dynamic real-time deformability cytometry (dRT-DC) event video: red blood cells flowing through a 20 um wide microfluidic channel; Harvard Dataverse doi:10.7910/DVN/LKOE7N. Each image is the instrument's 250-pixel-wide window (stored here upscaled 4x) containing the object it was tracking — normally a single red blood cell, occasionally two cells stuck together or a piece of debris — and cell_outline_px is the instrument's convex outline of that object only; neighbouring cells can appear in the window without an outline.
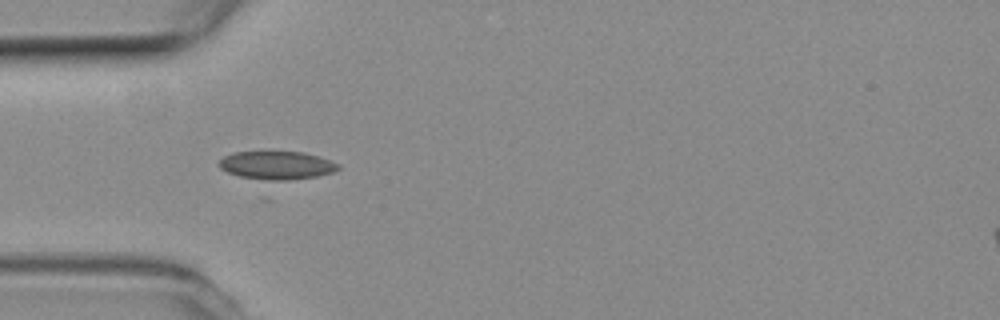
{"species": "common noctule bat (a hibernating species)", "species_latin": "Nyctalus noctula", "temperature_condition": "room temperature", "stored_images_in_passage": 25, "camera_frame_rate_fps": 3000, "um_per_image_px": 0.085, "animal": {"sex": "female", "body_mass_g": 19.3, "forearm_length_mm": 54.1}, "frame": {"image": 1, "passage_image": 7, "time_ms": 2.0, "image_size_px": [1000, 320], "cell_outline_px": [[340, 168], [332, 172], [316, 176], [288, 180], [264, 180], [240, 176], [228, 172], [220, 168], [216, 164], [224, 156], [232, 152], [304, 152], [340, 164]], "centroid_in_image_um": [23.48, 14.05], "position_along_channel_um": 61.5, "area_um2": 19.42}}
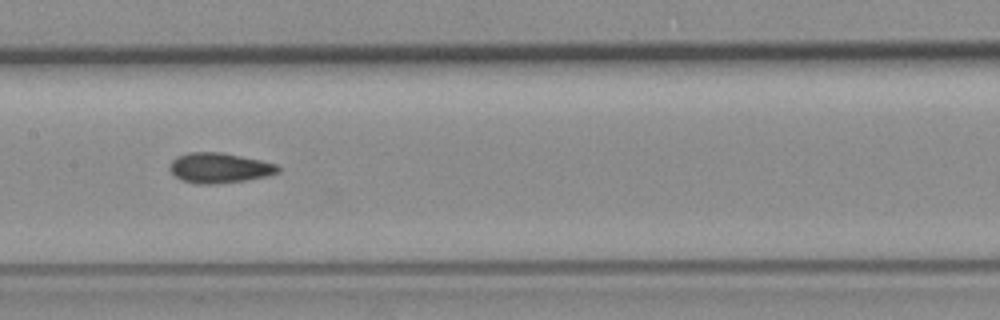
{"frame": {"image": 2, "passage_image": 17, "time_ms": 5.333, "image_size_px": [1000, 320], "cell_outline_px": [[280, 172], [268, 176], [248, 180], [216, 184], [196, 184], [180, 180], [168, 168], [168, 164], [176, 156], [188, 152], [220, 152], [260, 160], [276, 164], [280, 168]], "centroid_in_image_um": [18.62, 14.28], "position_along_channel_um": 188.8, "area_um2": 19.25}}
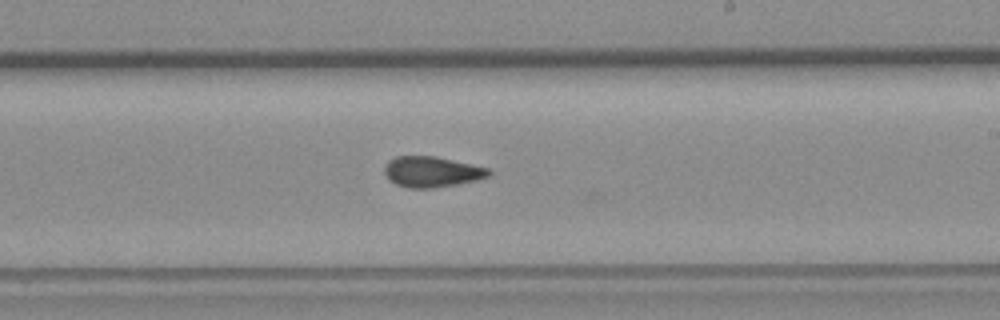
{"frame": {"image": 3, "passage_image": 22, "time_ms": 7.0, "image_size_px": [1000, 320], "cell_outline_px": [[492, 176], [476, 180], [456, 184], [432, 188], [408, 188], [396, 184], [388, 180], [384, 172], [384, 168], [388, 160], [396, 156], [436, 156], [488, 168], [492, 172]], "centroid_in_image_um": [36.69, 14.6], "position_along_channel_um": 252.3, "area_um2": 18.73}}